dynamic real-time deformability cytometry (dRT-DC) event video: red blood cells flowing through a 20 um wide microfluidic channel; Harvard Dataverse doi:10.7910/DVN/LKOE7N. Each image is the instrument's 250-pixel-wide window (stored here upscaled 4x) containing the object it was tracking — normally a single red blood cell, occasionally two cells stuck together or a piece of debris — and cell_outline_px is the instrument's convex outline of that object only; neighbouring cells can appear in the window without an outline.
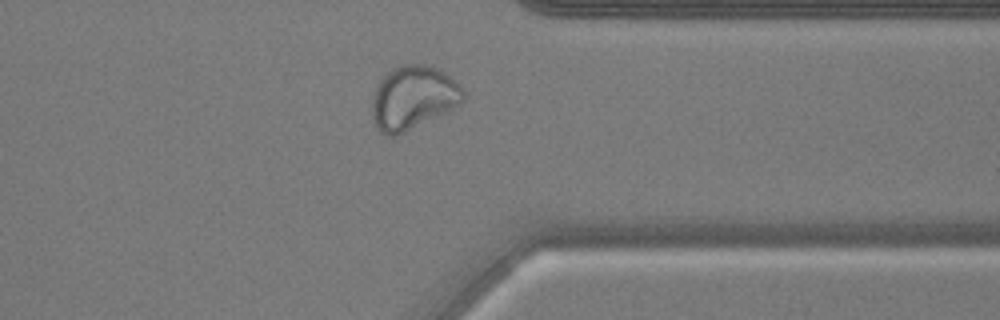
{"species": "common noctule bat (a hibernating species)", "species_latin": "Nyctalus noctula", "temperature_condition": "warm", "stored_images_in_passage": 41, "camera_frame_rate_fps": 3000, "um_per_image_px": 0.085, "animal": {"sex": "male", "body_mass_g": 17.9, "forearm_length_mm": 54.2}, "frame": {"image": 1, "passage_image": 30, "time_ms": 9.667, "image_size_px": [1000, 320], "cell_outline_px": [[464, 100], [404, 132], [396, 136], [388, 136], [380, 132], [372, 116], [372, 100], [376, 88], [380, 80], [392, 68], [404, 64], [420, 64], [436, 68], [444, 72], [464, 92]], "centroid_in_image_um": [35.04, 8.28], "position_along_channel_um": 376.4, "area_um2": 32.6}}
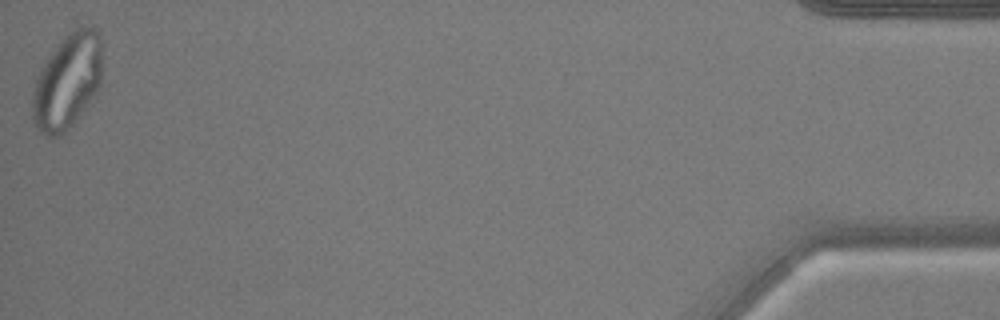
{"frame": {"image": 2, "passage_image": 41, "time_ms": 13.333, "image_size_px": [1000, 320], "cell_outline_px": [[104, 48], [100, 84], [96, 92], [72, 124], [60, 136], [48, 136], [40, 132], [36, 128], [32, 120], [32, 92], [36, 76], [40, 68], [56, 44], [68, 32], [80, 28], [92, 28], [100, 32]], "centroid_in_image_um": [5.72, 6.88], "position_along_channel_um": 429.5, "area_um2": 39.13}}